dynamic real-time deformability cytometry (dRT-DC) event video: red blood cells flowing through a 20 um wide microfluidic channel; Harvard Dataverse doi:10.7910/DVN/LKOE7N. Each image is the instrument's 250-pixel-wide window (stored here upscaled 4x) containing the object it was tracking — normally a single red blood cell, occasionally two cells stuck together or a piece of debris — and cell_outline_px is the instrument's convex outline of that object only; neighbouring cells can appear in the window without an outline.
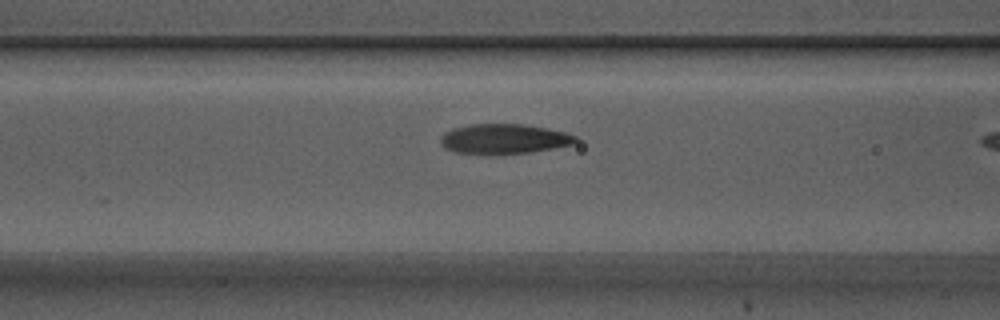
{"species": "Egyptian fruit bat (a non-hibernating species)", "species_latin": "Rousettus aegyptiacus", "temperature_condition": "warm", "stored_images_in_passage": 6, "camera_frame_rate_fps": 3000, "um_per_image_px": 0.085, "animal": {"sex": "male"}, "frame": {"image": 1, "passage_image": 5, "time_ms": 1.333, "image_size_px": [1000, 320], "cell_outline_px": [[580, 140], [572, 144], [552, 148], [528, 152], [452, 152], [444, 148], [440, 144], [440, 136], [444, 132], [452, 128], [472, 124], [524, 124], [548, 128], [564, 132], [576, 136]], "centroid_in_image_um": [42.82, 11.77], "position_along_channel_um": 123.8, "area_um2": 23.0}}